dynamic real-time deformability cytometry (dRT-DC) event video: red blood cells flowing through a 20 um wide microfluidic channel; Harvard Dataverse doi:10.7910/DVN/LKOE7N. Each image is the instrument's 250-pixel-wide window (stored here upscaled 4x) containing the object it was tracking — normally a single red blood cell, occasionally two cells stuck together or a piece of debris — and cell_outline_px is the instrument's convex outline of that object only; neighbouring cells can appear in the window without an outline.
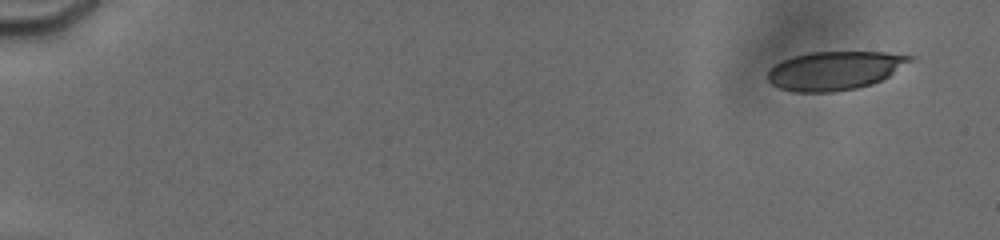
{"species": "human", "species_latin": "Homo sapiens", "temperature_condition": "cold", "stored_images_in_passage": 36, "camera_frame_rate_fps": 3000, "um_per_image_px": 0.085, "donor": {"sex": "male"}, "frame": {"image": 1, "passage_image": 2, "time_ms": 0.667, "image_size_px": [1000, 240], "cell_outline_px": [[916, 56], [912, 60], [888, 76], [872, 84], [856, 88], [832, 92], [796, 92], [780, 88], [772, 84], [768, 80], [768, 72], [776, 64], [784, 60], [808, 52], [884, 52]], "centroid_in_image_um": [70.96, 6.0], "position_along_channel_um": 14.0, "area_um2": 31.67}}
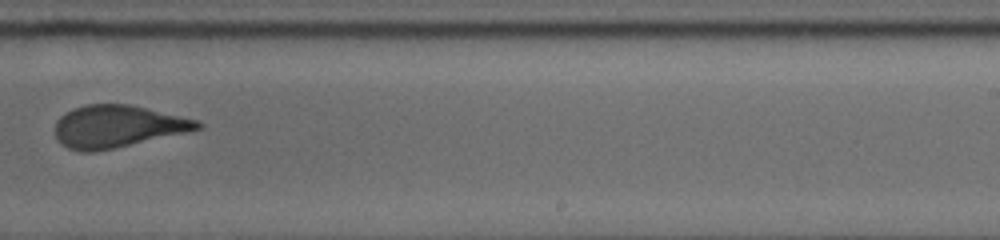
{"frame": {"image": 2, "passage_image": 22, "time_ms": 12.0, "image_size_px": [1000, 240], "cell_outline_px": [[204, 124], [200, 128], [184, 132], [112, 148], [92, 152], [80, 152], [68, 148], [60, 144], [56, 140], [56, 120], [60, 116], [72, 108], [84, 104], [128, 104], [200, 120]], "centroid_in_image_um": [9.93, 10.73], "position_along_channel_um": 279.1, "area_um2": 34.74}}
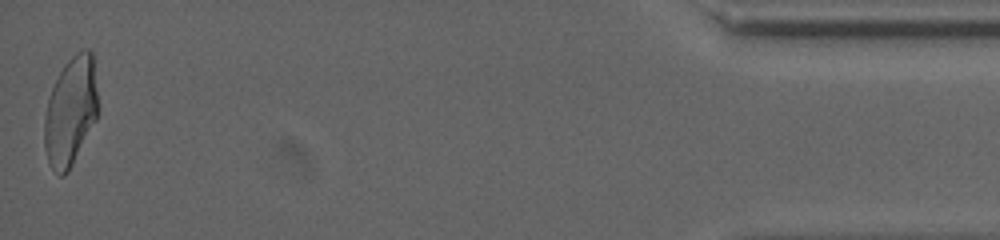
{"frame": {"image": 3, "passage_image": 36, "time_ms": 18.0, "image_size_px": [1000, 240], "cell_outline_px": [[96, 120], [68, 172], [64, 176], [60, 176], [52, 168], [48, 160], [44, 148], [44, 120], [48, 100], [52, 88], [64, 64], [76, 52], [84, 48], [88, 48], [92, 52], [96, 92]], "centroid_in_image_um": [5.98, 9.47], "position_along_channel_um": 429.2, "area_um2": 33.47}, "authors_computed_cell_mechanics": {"area_um2": 34.8823, "velocity_mm_per_s": 3.8068, "shape_relaxation_time_tau1_ms": 6.8341, "shape_relaxation_time_tau2_ms": 0.8772, "deformation_change_tau1": 0.1874, "deformation_change_tau2": 0.0669}}